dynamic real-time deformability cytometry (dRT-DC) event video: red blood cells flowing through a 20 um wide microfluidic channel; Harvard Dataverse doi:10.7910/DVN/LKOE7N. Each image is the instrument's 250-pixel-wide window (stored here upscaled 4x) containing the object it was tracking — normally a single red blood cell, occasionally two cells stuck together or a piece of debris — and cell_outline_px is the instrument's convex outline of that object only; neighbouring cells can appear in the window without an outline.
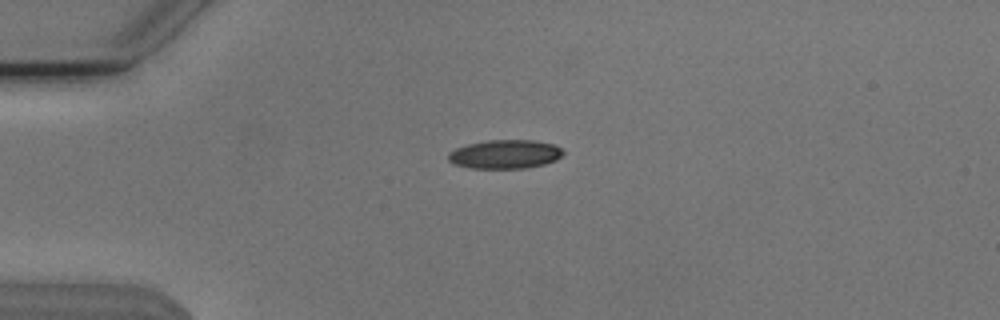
{"species": "Egyptian fruit bat (a non-hibernating species)", "species_latin": "Rousettus aegyptiacus", "temperature_condition": "cold", "stored_images_in_passage": 31, "camera_frame_rate_fps": 3000, "um_per_image_px": 0.085, "animal": {"sex": "male"}, "frame": {"image": 1, "passage_image": 1, "time_ms": 0.0, "image_size_px": [1000, 320], "cell_outline_px": [[564, 152], [556, 160], [544, 164], [528, 168], [472, 168], [452, 164], [448, 160], [448, 152], [456, 148], [468, 144], [488, 140], [532, 140], [556, 144]], "centroid_in_image_um": [42.92, 13.11], "position_along_channel_um": 42.1, "area_um2": 19.36}}
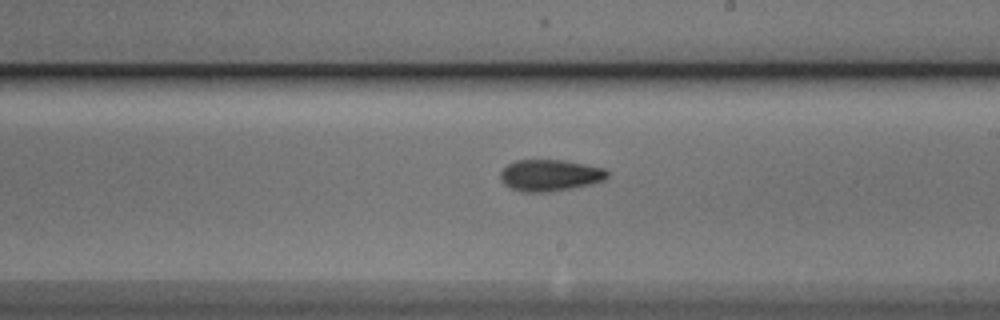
{"frame": {"image": 2, "passage_image": 19, "time_ms": 6.0, "image_size_px": [1000, 320], "cell_outline_px": [[608, 176], [604, 180], [592, 184], [572, 188], [548, 192], [520, 192], [504, 184], [500, 180], [500, 172], [508, 164], [516, 160], [560, 160], [604, 168], [608, 172]], "centroid_in_image_um": [46.73, 14.91], "position_along_channel_um": 242.3, "area_um2": 19.59}}
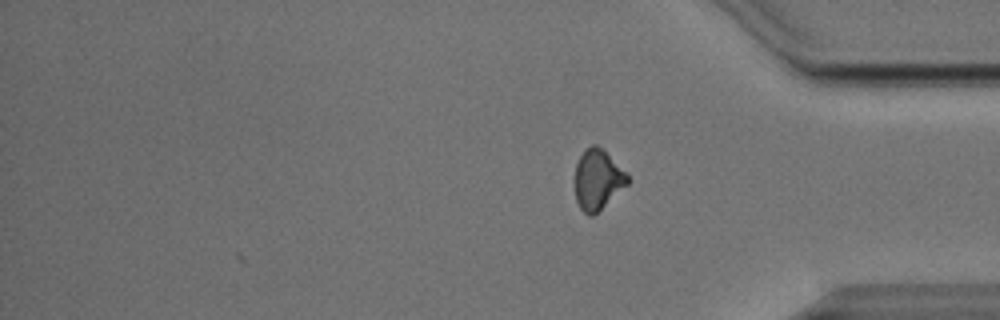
{"frame": {"image": 3, "passage_image": 31, "time_ms": 10.0, "image_size_px": [1000, 320], "cell_outline_px": [[632, 180], [628, 184], [592, 216], [588, 216], [580, 208], [576, 200], [576, 164], [580, 156], [592, 144], [596, 144]], "centroid_in_image_um": [50.79, 15.3], "position_along_channel_um": 384.4, "area_um2": 17.74}, "authors_computed_cell_mechanics": {"area_um2": 19.3052, "velocity_mm_per_s": 3.8178, "shape_relaxation_time_tau1_ms": null, "shape_relaxation_time_tau2_ms": 4.7437, "deformation_change_tau1": null, "deformation_change_tau2": 0.1163}}